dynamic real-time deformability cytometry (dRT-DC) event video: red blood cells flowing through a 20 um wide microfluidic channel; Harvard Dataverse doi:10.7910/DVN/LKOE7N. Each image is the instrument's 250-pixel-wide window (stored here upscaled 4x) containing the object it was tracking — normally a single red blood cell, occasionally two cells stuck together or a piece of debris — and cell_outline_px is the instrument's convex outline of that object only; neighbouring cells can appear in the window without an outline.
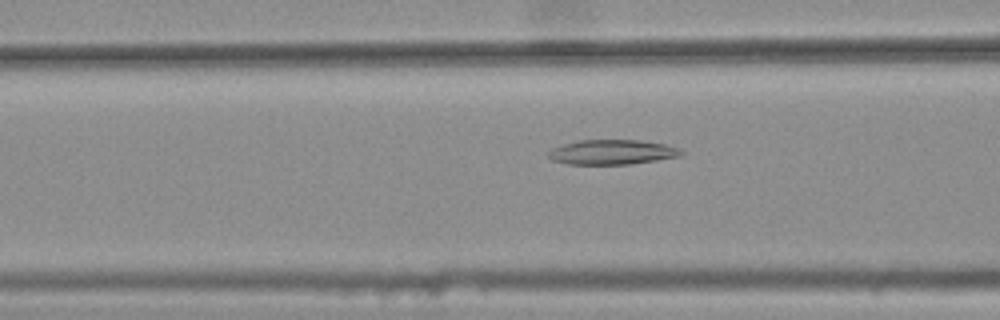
{"species": "common noctule bat (a hibernating species)", "species_latin": "Nyctalus noctula", "temperature_condition": "warm", "stored_images_in_passage": 39, "camera_frame_rate_fps": 3000, "um_per_image_px": 0.085, "animal": {"sex": "female", "body_mass_g": 25.1}, "frame": {"image": 1, "passage_image": 11, "time_ms": 3.333, "image_size_px": [1000, 320], "cell_outline_px": [[684, 152], [680, 156], [632, 164], [568, 164], [552, 160], [548, 156], [548, 152], [552, 148], [564, 144], [580, 140], [640, 140], [664, 144], [676, 148]], "centroid_in_image_um": [52.0, 12.93], "position_along_channel_um": 114.6, "area_um2": 19.02}}
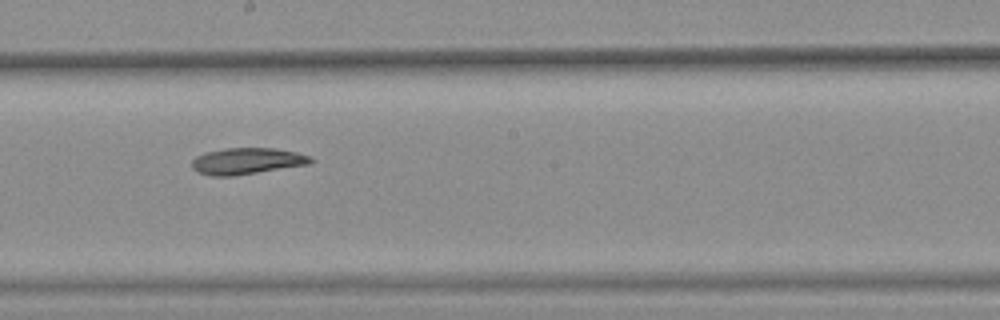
{"frame": {"image": 2, "passage_image": 20, "time_ms": 6.333, "image_size_px": [1000, 320], "cell_outline_px": [[316, 160], [312, 164], [232, 176], [212, 176], [196, 172], [192, 168], [192, 160], [196, 156], [204, 152], [224, 148], [276, 148], [296, 152], [312, 156]], "centroid_in_image_um": [21.02, 13.69], "position_along_channel_um": 227.2, "area_um2": 18.61}}
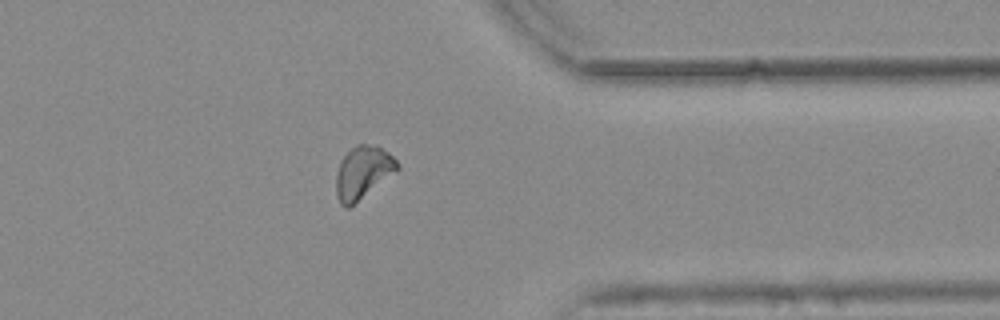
{"frame": {"image": 3, "passage_image": 33, "time_ms": 10.667, "image_size_px": [1000, 320], "cell_outline_px": [[400, 168], [396, 172], [348, 208], [344, 208], [340, 204], [336, 196], [336, 172], [340, 160], [356, 144], [376, 144], [388, 152], [400, 164]], "centroid_in_image_um": [30.84, 14.65], "position_along_channel_um": 380.6, "area_um2": 18.84}}